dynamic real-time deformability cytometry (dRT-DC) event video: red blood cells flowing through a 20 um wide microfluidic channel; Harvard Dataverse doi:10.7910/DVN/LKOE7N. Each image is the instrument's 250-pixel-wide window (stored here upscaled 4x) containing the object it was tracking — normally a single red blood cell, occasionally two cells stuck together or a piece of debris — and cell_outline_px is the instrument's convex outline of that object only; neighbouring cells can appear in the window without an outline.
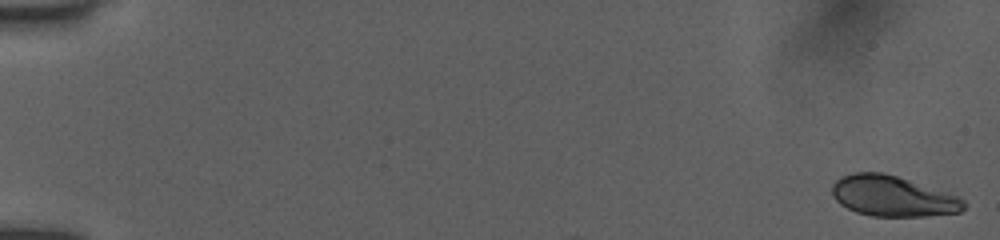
{"species": "human", "species_latin": "Homo sapiens", "temperature_condition": "room temperature", "stored_images_in_passage": 8, "camera_frame_rate_fps": 3000, "um_per_image_px": 0.085, "donor": {"sex": "female"}, "frame": {"image": 1, "passage_image": 1, "time_ms": 0.0, "image_size_px": [1000, 240], "cell_outline_px": [[968, 204], [960, 212], [928, 216], [872, 216], [856, 212], [840, 204], [832, 196], [832, 184], [840, 176], [856, 172], [880, 172], [896, 176], [960, 196]], "centroid_in_image_um": [75.89, 16.68], "position_along_channel_um": 9.1, "area_um2": 31.21}}